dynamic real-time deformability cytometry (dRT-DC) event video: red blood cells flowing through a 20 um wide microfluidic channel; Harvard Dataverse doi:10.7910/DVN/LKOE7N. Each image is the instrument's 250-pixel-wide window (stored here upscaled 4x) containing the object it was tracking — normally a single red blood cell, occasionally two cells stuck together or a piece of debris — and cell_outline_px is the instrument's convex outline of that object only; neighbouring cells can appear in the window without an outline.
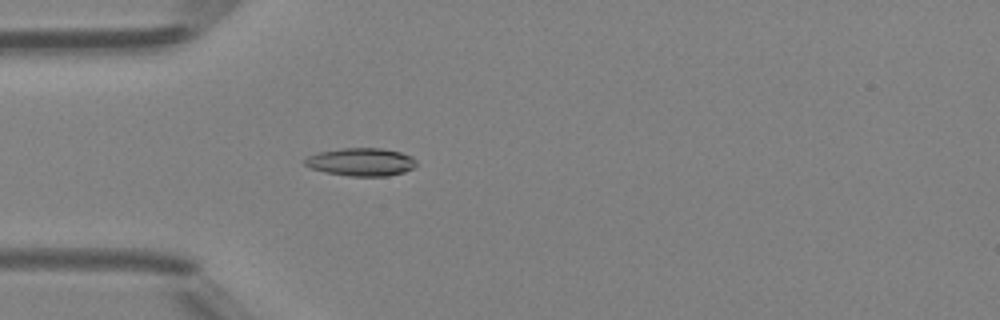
{"species": "Egyptian fruit bat (a non-hibernating species)", "species_latin": "Rousettus aegyptiacus", "temperature_condition": "room temperature", "stored_images_in_passage": 38, "camera_frame_rate_fps": 3000, "um_per_image_px": 0.085, "animal": {"sex": "female"}, "frame": {"image": 1, "passage_image": 5, "time_ms": 1.333, "image_size_px": [1000, 320], "cell_outline_px": [[416, 164], [412, 168], [404, 172], [388, 176], [348, 176], [324, 172], [312, 168], [304, 164], [304, 160], [308, 156], [316, 152], [344, 148], [380, 148], [400, 152], [412, 156], [416, 160]], "centroid_in_image_um": [30.68, 13.76], "position_along_channel_um": 54.3, "area_um2": 18.21}}
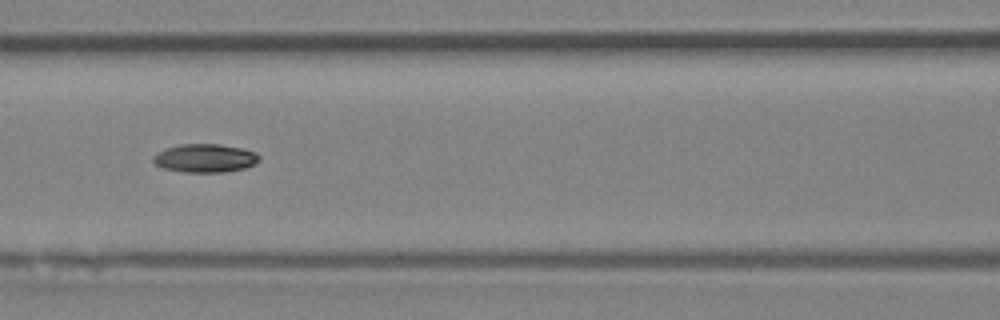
{"frame": {"image": 2, "passage_image": 12, "time_ms": 3.667, "image_size_px": [1000, 320], "cell_outline_px": [[260, 160], [256, 164], [244, 168], [224, 172], [184, 172], [164, 168], [156, 164], [152, 160], [152, 156], [168, 148], [180, 144], [220, 144], [240, 148], [256, 152], [260, 156]], "centroid_in_image_um": [17.47, 13.44], "position_along_channel_um": 149.1, "area_um2": 17.46}}
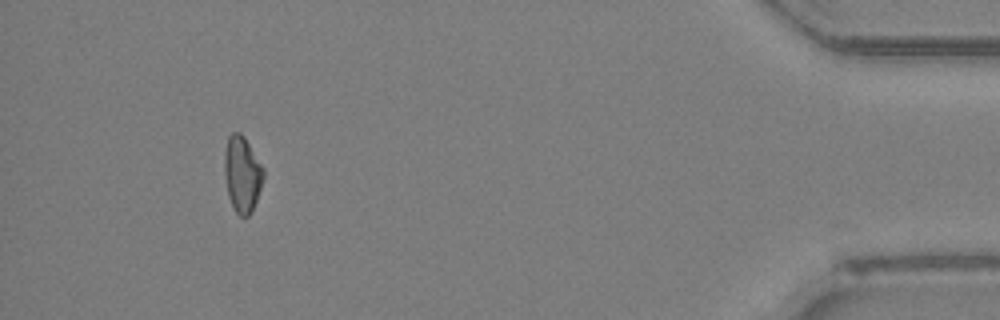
{"frame": {"image": 3, "passage_image": 35, "time_ms": 11.333, "image_size_px": [1000, 320], "cell_outline_px": [[264, 176], [252, 212], [248, 216], [240, 216], [236, 212], [228, 196], [224, 172], [224, 152], [228, 136], [232, 132], [240, 132], [244, 136], [264, 168]], "centroid_in_image_um": [20.58, 14.77], "position_along_channel_um": 414.6, "area_um2": 17.28}, "authors_computed_cell_mechanics": {"area_um2": 17.3689, "velocity_mm_per_s": 4.3479, "shape_relaxation_time_tau1_ms": 3.2009, "shape_relaxation_time_tau2_ms": null, "deformation_change_tau1": 0.125, "deformation_change_tau2": null}}